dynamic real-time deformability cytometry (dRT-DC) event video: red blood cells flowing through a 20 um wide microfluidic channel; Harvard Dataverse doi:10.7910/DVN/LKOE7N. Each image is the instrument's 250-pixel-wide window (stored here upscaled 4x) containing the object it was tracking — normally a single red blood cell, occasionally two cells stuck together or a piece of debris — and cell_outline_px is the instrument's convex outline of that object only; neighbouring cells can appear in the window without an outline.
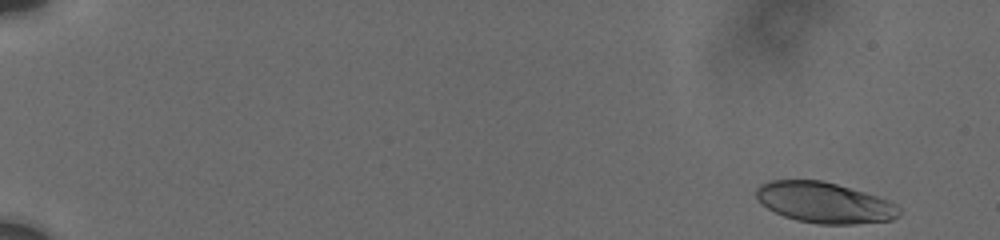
{"species": "human", "species_latin": "Homo sapiens", "temperature_condition": "cold", "stored_images_in_passage": 56, "camera_frame_rate_fps": 3000, "um_per_image_px": 0.085, "donor": {"sex": "male"}, "frame": {"image": 1, "passage_image": 2, "time_ms": 0.333, "image_size_px": [1000, 240], "cell_outline_px": [[900, 216], [892, 220], [852, 224], [820, 224], [796, 220], [784, 216], [768, 208], [756, 196], [756, 188], [760, 184], [772, 180], [824, 180], [880, 196], [896, 204], [900, 208]], "centroid_in_image_um": [70.13, 17.21], "position_along_channel_um": 14.9, "area_um2": 34.04}}
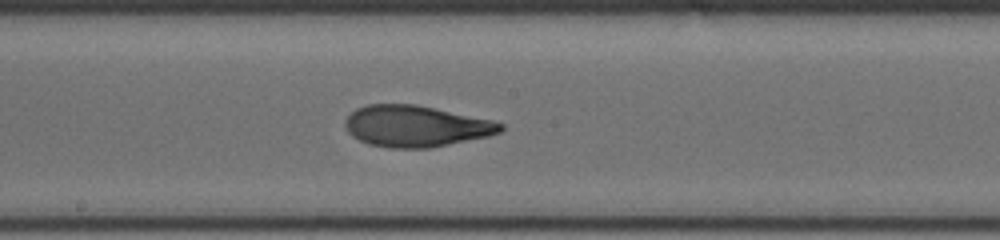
{"frame": {"image": 2, "passage_image": 32, "time_ms": 10.333, "image_size_px": [1000, 240], "cell_outline_px": [[504, 128], [500, 132], [488, 136], [428, 148], [388, 148], [368, 144], [352, 136], [348, 132], [344, 124], [344, 120], [356, 108], [368, 104], [416, 104], [492, 120], [504, 124]], "centroid_in_image_um": [35.32, 10.72], "position_along_channel_um": 212.9, "area_um2": 37.34}}
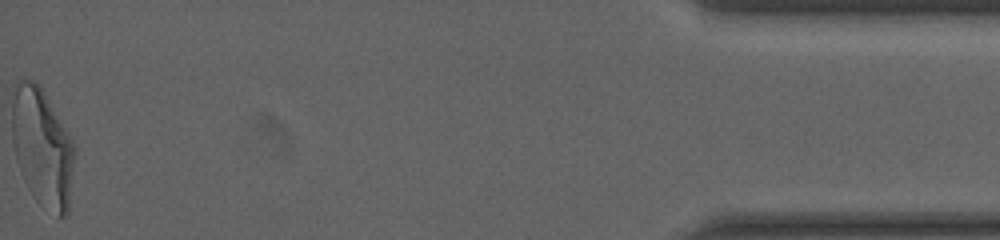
{"frame": {"image": 3, "passage_image": 56, "time_ms": 18.333, "image_size_px": [1000, 240], "cell_outline_px": [[76, 152], [68, 216], [60, 216], [40, 204], [32, 196], [20, 172], [16, 160], [12, 140], [12, 88], [16, 80], [24, 76], [36, 80], [44, 92], [72, 140], [76, 148]], "centroid_in_image_um": [3.58, 12.49], "position_along_channel_um": 431.6, "area_um2": 43.81}, "authors_computed_cell_mechanics": {"area_um2": 36.9631, "velocity_mm_per_s": 3.7356, "shape_relaxation_time_tau1_ms": 6.063, "shape_relaxation_time_tau2_ms": 1.5529, "deformation_change_tau1": 0.2442, "deformation_change_tau2": 0.0907}}